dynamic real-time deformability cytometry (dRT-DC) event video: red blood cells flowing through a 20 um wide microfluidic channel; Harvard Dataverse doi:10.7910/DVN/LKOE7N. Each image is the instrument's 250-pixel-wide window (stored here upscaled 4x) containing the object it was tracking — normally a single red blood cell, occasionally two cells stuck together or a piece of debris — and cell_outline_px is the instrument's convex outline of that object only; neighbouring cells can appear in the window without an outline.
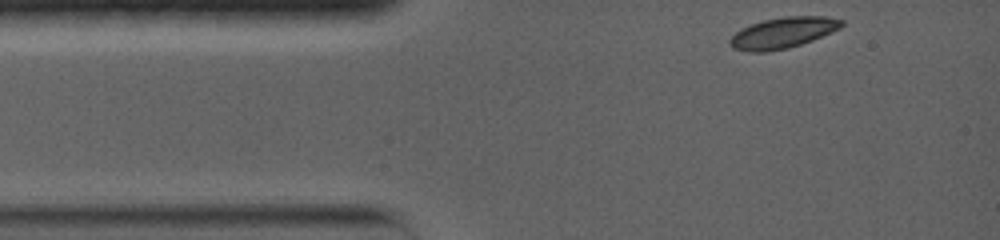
{"species": "common noctule bat (a hibernating species)", "species_latin": "Nyctalus noctula", "temperature_condition": "warm", "stored_images_in_passage": 34, "camera_frame_rate_fps": 5000, "um_per_image_px": 0.085, "animal": {"sex": "female", "body_mass_g": 19.0, "forearm_length_mm": 56.7}, "frame": {"image": 1, "passage_image": 1, "time_ms": 0.0, "image_size_px": [1000, 240], "cell_outline_px": [[844, 24], [840, 28], [832, 32], [812, 40], [788, 48], [768, 52], [748, 52], [732, 48], [728, 44], [728, 40], [740, 28], [764, 20], [784, 16], [824, 16], [844, 20]], "centroid_in_image_um": [66.52, 2.79], "position_along_channel_um": 18.5, "area_um2": 20.23}}
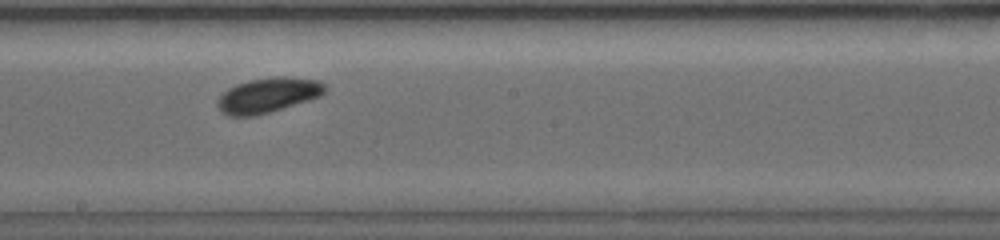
{"frame": {"image": 2, "passage_image": 18, "time_ms": 6.6, "image_size_px": [1000, 240], "cell_outline_px": [[328, 88], [320, 96], [308, 100], [268, 112], [252, 116], [228, 116], [220, 112], [216, 104], [216, 100], [228, 88], [236, 84], [248, 80], [280, 76], [284, 76], [320, 80]], "centroid_in_image_um": [22.75, 8.08], "position_along_channel_um": 225.4, "area_um2": 21.85}}
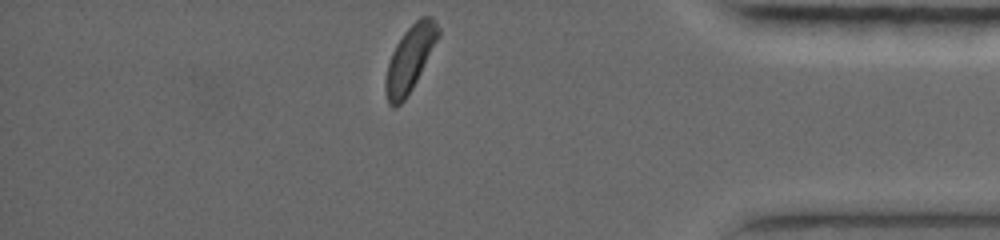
{"frame": {"image": 3, "passage_image": 34, "time_ms": 12.0, "image_size_px": [1000, 240], "cell_outline_px": [[440, 36], [412, 88], [404, 100], [396, 108], [392, 108], [388, 104], [384, 88], [384, 80], [388, 64], [392, 52], [396, 44], [404, 32], [420, 16], [432, 16], [440, 28]], "centroid_in_image_um": [34.83, 4.99], "position_along_channel_um": 400.4, "area_um2": 20.17}, "authors_computed_cell_mechanics": {"area_um2": 20.6924, "velocity_mm_per_s": 3.7574, "shape_relaxation_time_tau1_ms": 5.7139, "shape_relaxation_time_tau2_ms": null, "deformation_change_tau1": 0.1503, "deformation_change_tau2": null}}